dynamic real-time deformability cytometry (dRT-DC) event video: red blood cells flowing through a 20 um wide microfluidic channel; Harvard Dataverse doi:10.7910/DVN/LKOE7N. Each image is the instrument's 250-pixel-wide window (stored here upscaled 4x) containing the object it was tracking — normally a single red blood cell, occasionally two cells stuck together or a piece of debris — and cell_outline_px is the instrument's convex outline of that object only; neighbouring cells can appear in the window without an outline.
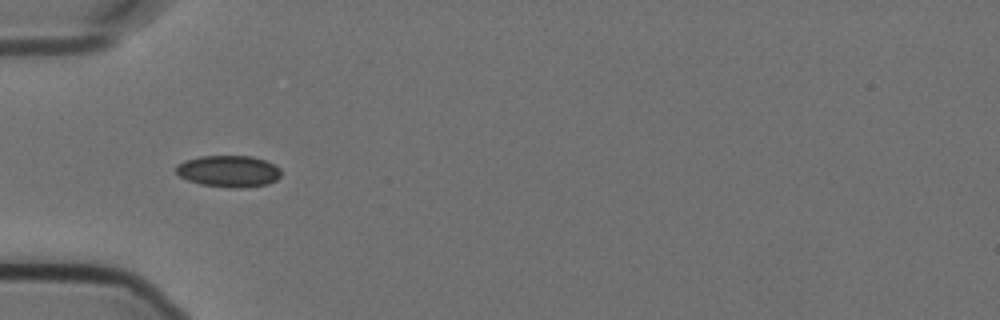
{"species": "Egyptian fruit bat (a non-hibernating species)", "species_latin": "Rousettus aegyptiacus", "temperature_condition": "cold", "stored_images_in_passage": 39, "camera_frame_rate_fps": 3000, "um_per_image_px": 0.085, "animal": {"sex": "female"}, "frame": {"image": 1, "passage_image": 1, "time_ms": 0.0, "image_size_px": [1000, 320], "cell_outline_px": [[280, 176], [276, 180], [268, 184], [244, 188], [228, 188], [200, 184], [188, 180], [180, 176], [176, 172], [176, 164], [184, 160], [200, 156], [252, 156], [264, 160], [280, 168]], "centroid_in_image_um": [19.42, 14.56], "position_along_channel_um": 65.6, "area_um2": 19.48}}
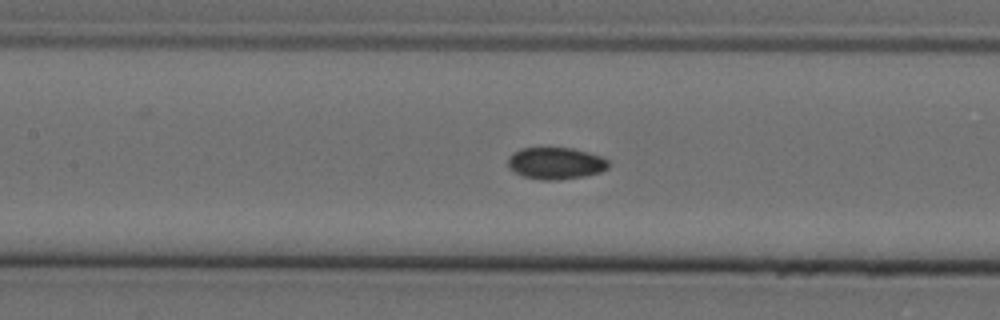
{"frame": {"image": 2, "passage_image": 9, "time_ms": 2.667, "image_size_px": [1000, 320], "cell_outline_px": [[608, 168], [600, 172], [584, 176], [552, 180], [540, 180], [524, 176], [508, 168], [508, 156], [512, 152], [520, 148], [572, 148], [588, 152], [600, 156], [608, 160]], "centroid_in_image_um": [47.2, 13.87], "position_along_channel_um": 160.2, "area_um2": 18.61}}
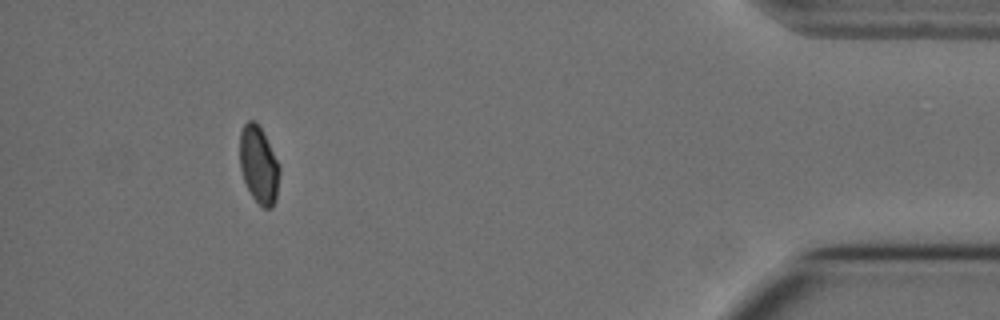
{"frame": {"image": 3, "passage_image": 35, "time_ms": 11.333, "image_size_px": [1000, 320], "cell_outline_px": [[280, 172], [276, 200], [272, 208], [264, 208], [252, 196], [244, 180], [240, 168], [240, 132], [244, 124], [248, 120], [252, 120], [260, 128], [280, 168]], "centroid_in_image_um": [21.99, 14.05], "position_along_channel_um": 413.2, "area_um2": 17.46}, "authors_computed_cell_mechanics": {"area_um2": 18.7272, "velocity_mm_per_s": 3.573, "shape_relaxation_time_tau1_ms": null, "shape_relaxation_time_tau2_ms": 2.9077, "deformation_change_tau1": null, "deformation_change_tau2": 0.0482}}